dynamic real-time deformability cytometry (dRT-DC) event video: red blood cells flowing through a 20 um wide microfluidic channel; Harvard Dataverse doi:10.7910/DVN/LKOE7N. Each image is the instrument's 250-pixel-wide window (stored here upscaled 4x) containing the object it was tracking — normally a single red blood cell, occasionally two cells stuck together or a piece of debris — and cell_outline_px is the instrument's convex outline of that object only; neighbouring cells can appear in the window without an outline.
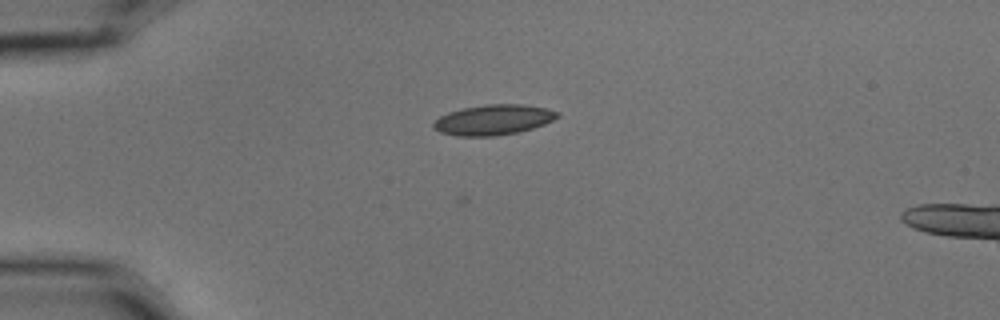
{"species": "common noctule bat (a hibernating species)", "species_latin": "Nyctalus noctula", "temperature_condition": "cold", "stored_images_in_passage": 2, "camera_frame_rate_fps": 3000, "um_per_image_px": 0.085, "animal": {"sex": "male", "body_mass_g": 15.6}, "frame": {"image": 1, "passage_image": 1, "time_ms": 0.0, "image_size_px": [1000, 320], "cell_outline_px": [[560, 116], [544, 124], [520, 132], [496, 136], [456, 136], [440, 132], [432, 128], [432, 124], [440, 116], [448, 112], [464, 108], [484, 104], [520, 104], [544, 108], [560, 112]], "centroid_in_image_um": [41.92, 10.19], "position_along_channel_um": 43.1, "area_um2": 21.91}}